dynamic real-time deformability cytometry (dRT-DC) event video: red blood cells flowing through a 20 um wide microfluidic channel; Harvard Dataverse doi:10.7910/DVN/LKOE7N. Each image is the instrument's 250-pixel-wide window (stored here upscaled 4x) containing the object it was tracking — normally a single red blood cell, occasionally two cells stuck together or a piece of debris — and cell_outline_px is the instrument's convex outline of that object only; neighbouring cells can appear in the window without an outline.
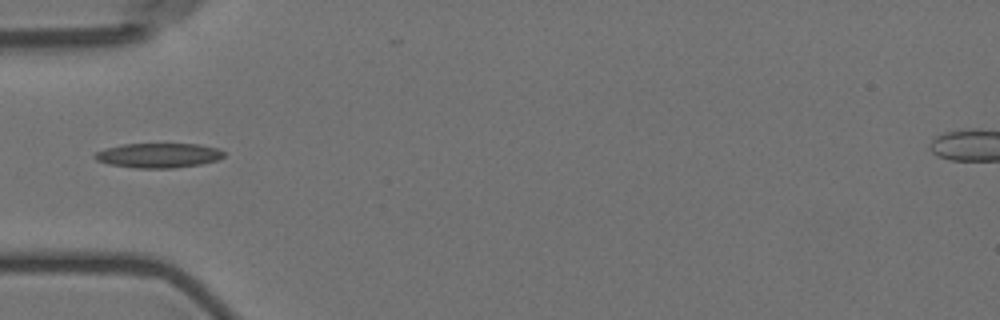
{"species": "Egyptian fruit bat (a non-hibernating species)", "species_latin": "Rousettus aegyptiacus", "temperature_condition": "room temperature", "stored_images_in_passage": 8, "camera_frame_rate_fps": 3000, "um_per_image_px": 0.085, "animal": {"sex": "female"}, "frame": {"image": 1, "passage_image": 5, "time_ms": 4.667, "image_size_px": [1000, 320], "cell_outline_px": [[224, 156], [216, 160], [200, 164], [172, 168], [136, 168], [108, 164], [96, 160], [92, 156], [96, 152], [104, 148], [124, 144], [200, 144], [216, 148], [224, 152]], "centroid_in_image_um": [13.42, 13.21], "position_along_channel_um": 71.6, "area_um2": 18.5}}
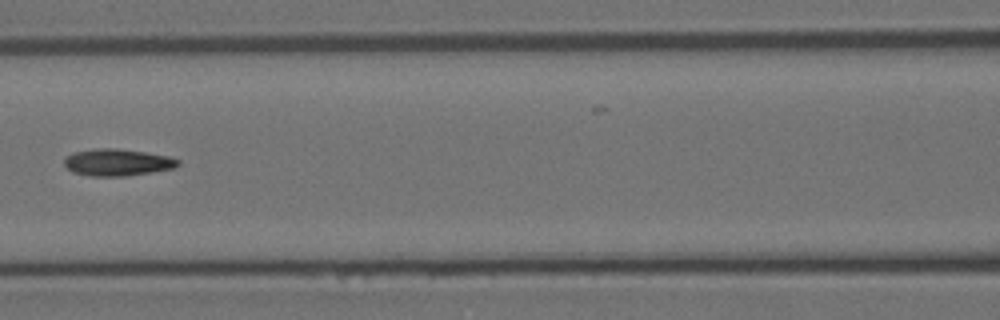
{"frame": {"image": 2, "passage_image": 7, "time_ms": 7.0, "image_size_px": [1000, 320], "cell_outline_px": [[180, 164], [172, 168], [152, 172], [124, 176], [88, 176], [72, 172], [64, 164], [64, 160], [72, 152], [96, 148], [116, 148], [144, 152], [168, 156], [180, 160]], "centroid_in_image_um": [9.95, 13.8], "position_along_channel_um": 156.6, "area_um2": 17.8}}
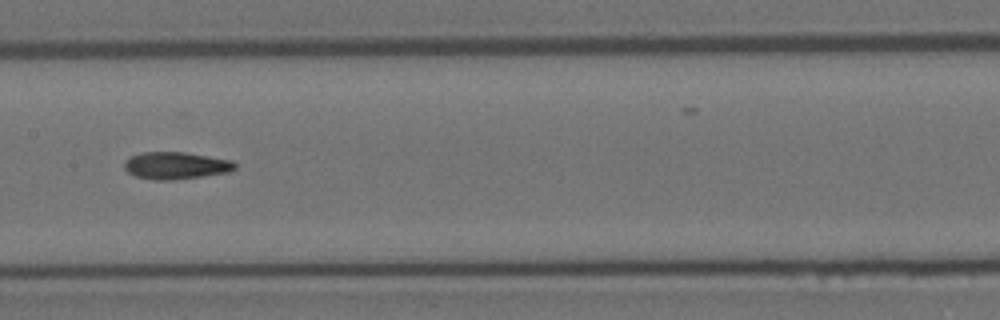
{"frame": {"image": 3, "passage_image": 8, "time_ms": 8.0, "image_size_px": [1000, 320], "cell_outline_px": [[236, 168], [228, 172], [176, 180], [152, 180], [136, 176], [128, 172], [124, 168], [124, 160], [140, 152], [184, 152], [232, 160], [236, 164]], "centroid_in_image_um": [14.93, 14.07], "position_along_channel_um": 192.5, "area_um2": 17.57}}